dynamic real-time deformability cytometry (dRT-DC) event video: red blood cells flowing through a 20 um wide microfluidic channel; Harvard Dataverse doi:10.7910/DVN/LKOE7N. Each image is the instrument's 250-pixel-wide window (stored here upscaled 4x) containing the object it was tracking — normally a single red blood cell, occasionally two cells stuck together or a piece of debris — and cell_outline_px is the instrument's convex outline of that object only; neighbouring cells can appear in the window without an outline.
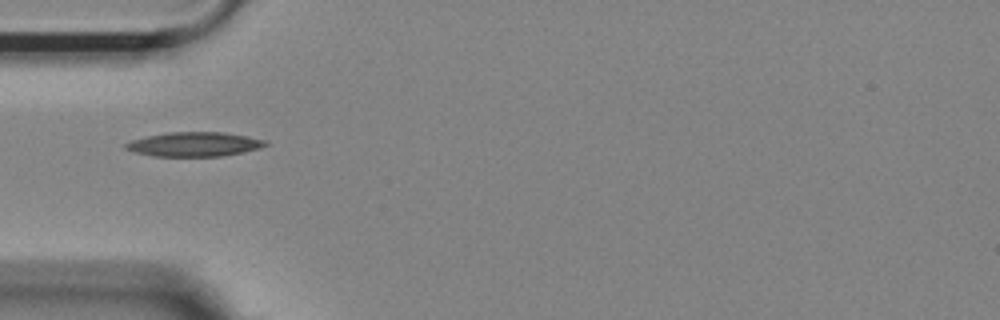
{"species": "Egyptian fruit bat (a non-hibernating species)", "species_latin": "Rousettus aegyptiacus", "temperature_condition": "room temperature", "stored_images_in_passage": 38, "camera_frame_rate_fps": 3000, "um_per_image_px": 0.085, "animal": {"sex": "female"}, "frame": {"image": 1, "passage_image": 1, "time_ms": 0.0, "image_size_px": [1000, 320], "cell_outline_px": [[268, 144], [260, 148], [244, 152], [220, 156], [152, 156], [136, 152], [124, 148], [124, 144], [132, 140], [148, 136], [168, 132], [224, 132], [248, 136], [268, 140]], "centroid_in_image_um": [16.55, 12.26], "position_along_channel_um": 68.4, "area_um2": 19.83}}
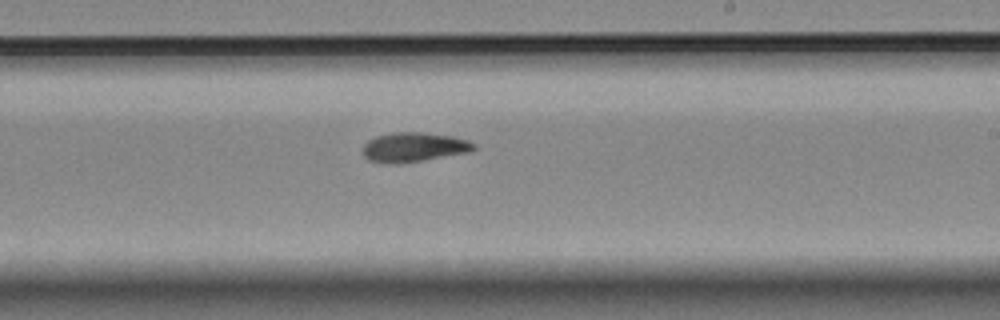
{"frame": {"image": 2, "passage_image": 16, "time_ms": 5.0, "image_size_px": [1000, 320], "cell_outline_px": [[476, 148], [468, 152], [420, 160], [368, 160], [364, 156], [364, 144], [368, 140], [376, 136], [392, 132], [424, 132], [452, 136], [468, 140], [476, 144]], "centroid_in_image_um": [35.24, 12.44], "position_along_channel_um": 253.8, "area_um2": 18.09}}
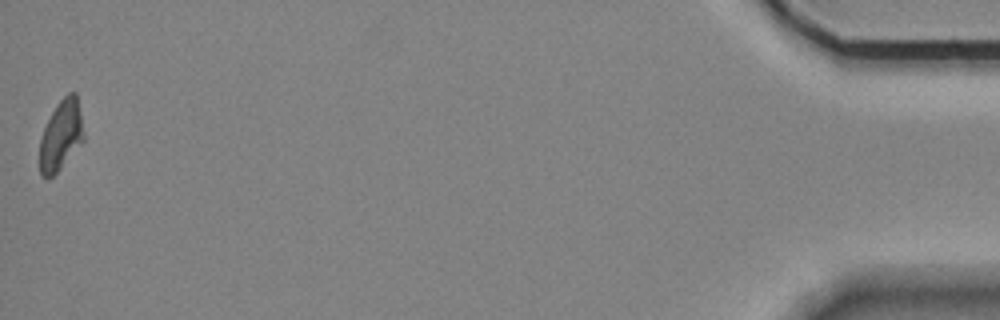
{"frame": {"image": 3, "passage_image": 38, "time_ms": 12.333, "image_size_px": [1000, 320], "cell_outline_px": [[84, 140], [60, 168], [52, 176], [40, 176], [40, 140], [44, 128], [56, 104], [68, 92], [76, 92], [84, 132]], "centroid_in_image_um": [5.19, 11.47], "position_along_channel_um": 430.0, "area_um2": 17.69}, "authors_computed_cell_mechanics": {"area_um2": 18.4382, "velocity_mm_per_s": 3.693, "shape_relaxation_time_tau1_ms": 10.0583, "shape_relaxation_time_tau2_ms": null, "deformation_change_tau1": 0.2372, "deformation_change_tau2": null}}